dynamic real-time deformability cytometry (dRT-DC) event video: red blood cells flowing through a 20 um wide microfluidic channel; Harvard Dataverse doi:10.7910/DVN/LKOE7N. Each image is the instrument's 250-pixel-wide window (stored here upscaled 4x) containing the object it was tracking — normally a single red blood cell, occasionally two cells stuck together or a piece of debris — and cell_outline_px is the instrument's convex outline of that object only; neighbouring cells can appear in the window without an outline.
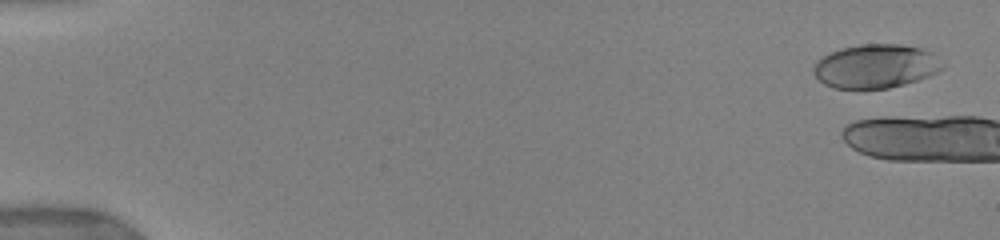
{"species": "human", "species_latin": "Homo sapiens", "temperature_condition": "warm", "stored_images_in_passage": 6, "camera_frame_rate_fps": 3000, "um_per_image_px": 0.085, "donor": {"sex": "female"}, "frame": {"image": 1, "passage_image": 3, "time_ms": 0.333, "image_size_px": [1000, 240], "cell_outline_px": [[944, 68], [928, 76], [904, 84], [888, 88], [832, 88], [824, 84], [812, 72], [812, 68], [816, 60], [828, 52], [840, 48], [860, 44], [904, 44], [920, 48], [932, 52], [944, 64]], "centroid_in_image_um": [74.4, 5.61], "position_along_channel_um": 10.6, "area_um2": 33.12}}